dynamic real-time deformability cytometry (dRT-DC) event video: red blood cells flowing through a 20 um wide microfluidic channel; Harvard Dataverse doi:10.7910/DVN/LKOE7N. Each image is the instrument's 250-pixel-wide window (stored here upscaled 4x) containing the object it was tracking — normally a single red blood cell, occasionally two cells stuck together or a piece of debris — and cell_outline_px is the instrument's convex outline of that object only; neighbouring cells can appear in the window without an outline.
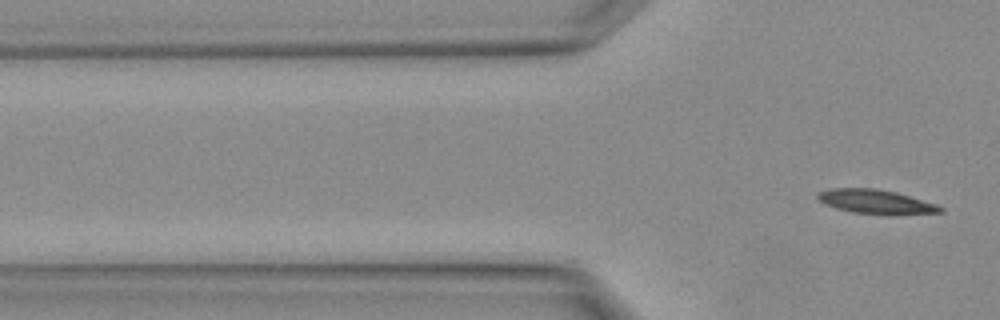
{"species": "Egyptian fruit bat (a non-hibernating species)", "species_latin": "Rousettus aegyptiacus", "temperature_condition": "warm", "stored_images_in_passage": 5, "segment_of_instrument_passage": [2, 2], "camera_frame_rate_fps": 3000, "um_per_image_px": 0.085, "animal": {"sex": "female"}, "frame": {"image": 1, "passage_image": 5, "time_ms": 1.333, "image_size_px": [1000, 320], "cell_outline_px": [[944, 212], [892, 216], [888, 216], [852, 212], [836, 208], [824, 204], [816, 196], [816, 192], [828, 188], [876, 188], [896, 192], [936, 204], [944, 208]], "centroid_in_image_um": [74.45, 17.16], "position_along_channel_um": 51.3, "area_um2": 17.74}}